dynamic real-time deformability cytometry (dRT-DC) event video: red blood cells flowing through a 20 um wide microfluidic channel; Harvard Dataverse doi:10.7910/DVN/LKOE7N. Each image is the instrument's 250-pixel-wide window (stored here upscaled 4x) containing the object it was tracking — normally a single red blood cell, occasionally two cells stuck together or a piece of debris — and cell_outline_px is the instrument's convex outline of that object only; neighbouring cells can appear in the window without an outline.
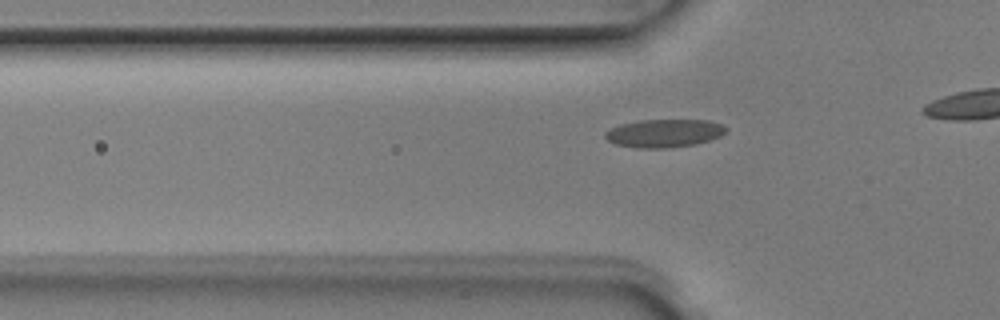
{"species": "Egyptian fruit bat (a non-hibernating species)", "species_latin": "Rousettus aegyptiacus", "temperature_condition": "room temperature", "stored_images_in_passage": 15, "camera_frame_rate_fps": 3000, "um_per_image_px": 0.085, "animal": {"sex": "male"}, "frame": {"image": 1, "passage_image": 9, "time_ms": 2.667, "image_size_px": [1000, 320], "cell_outline_px": [[728, 128], [720, 136], [696, 144], [668, 148], [636, 148], [616, 144], [608, 140], [604, 136], [604, 132], [620, 124], [636, 120], [708, 120], [720, 124]], "centroid_in_image_um": [56.43, 11.32], "position_along_channel_um": 69.4, "area_um2": 19.77}}
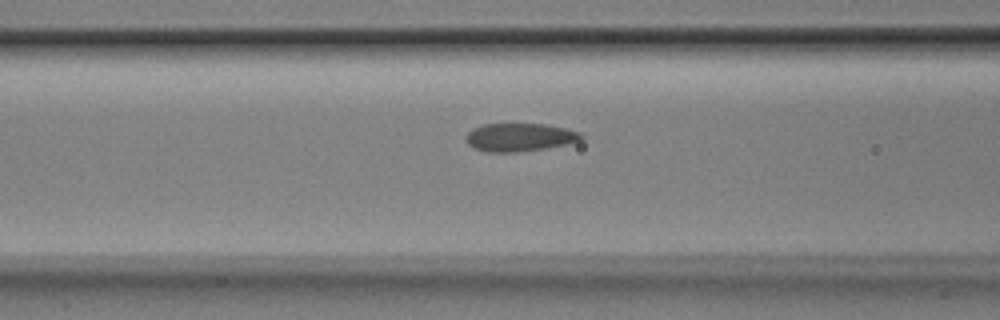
{"frame": {"image": 2, "passage_image": 13, "time_ms": 4.0, "image_size_px": [1000, 320], "cell_outline_px": [[584, 136], [580, 140], [564, 144], [544, 148], [516, 152], [488, 152], [472, 148], [468, 144], [468, 132], [472, 128], [484, 124], [544, 124], [564, 128], [580, 132]], "centroid_in_image_um": [44.15, 11.66], "position_along_channel_um": 122.5, "area_um2": 18.61}}